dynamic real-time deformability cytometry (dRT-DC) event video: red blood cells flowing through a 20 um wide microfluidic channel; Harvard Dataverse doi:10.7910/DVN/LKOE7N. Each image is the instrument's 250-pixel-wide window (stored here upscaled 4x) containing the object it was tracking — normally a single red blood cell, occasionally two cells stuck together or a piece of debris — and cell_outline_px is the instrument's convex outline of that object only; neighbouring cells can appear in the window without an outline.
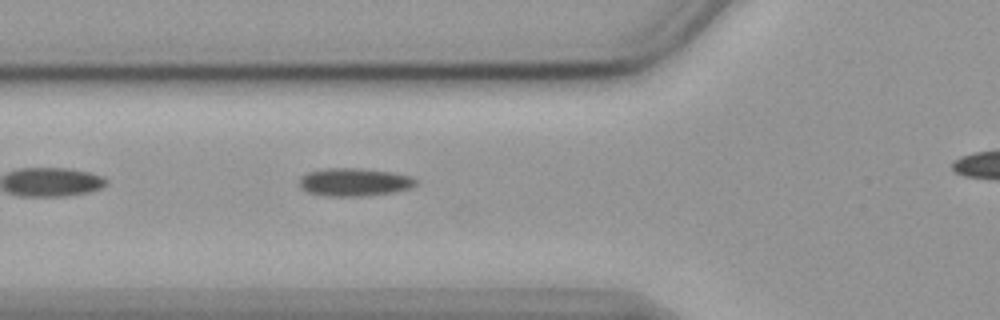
{"species": "common noctule bat (a hibernating species)", "species_latin": "Nyctalus noctula", "temperature_condition": "cold", "stored_images_in_passage": 32, "camera_frame_rate_fps": 3000, "um_per_image_px": 0.085, "animal": {"sex": "female", "body_mass_g": 19.9}, "frame": {"image": 1, "passage_image": 3, "time_ms": 0.667, "image_size_px": [1000, 320], "cell_outline_px": [[416, 184], [408, 188], [392, 192], [364, 196], [328, 196], [308, 192], [300, 188], [300, 176], [308, 172], [328, 168], [360, 168], [392, 172], [412, 176], [416, 180]], "centroid_in_image_um": [30.1, 15.47], "position_along_channel_um": 95.7, "area_um2": 18.9}}
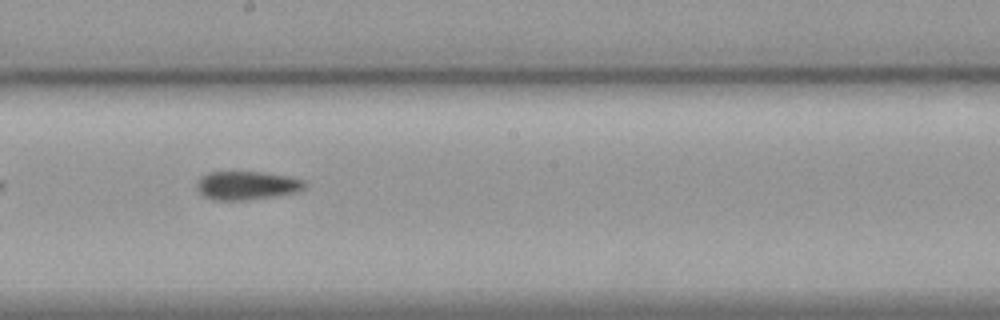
{"frame": {"image": 2, "passage_image": 14, "time_ms": 4.333, "image_size_px": [1000, 320], "cell_outline_px": [[308, 184], [304, 188], [296, 192], [248, 200], [216, 200], [204, 196], [200, 192], [196, 184], [200, 176], [208, 172], [260, 172], [284, 176], [304, 180]], "centroid_in_image_um": [20.96, 15.76], "position_along_channel_um": 227.2, "area_um2": 17.74}}
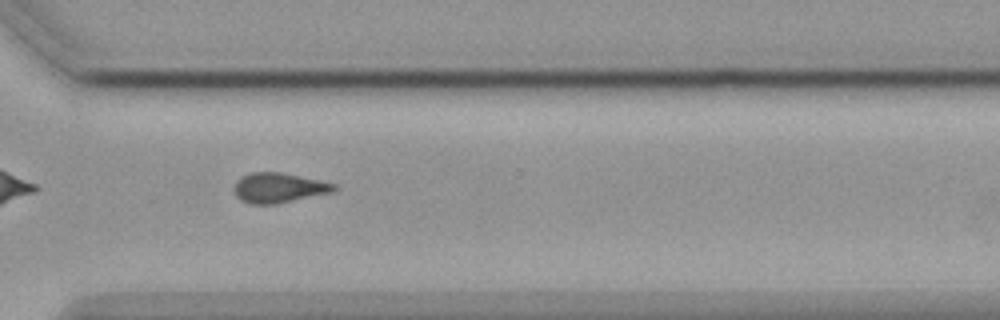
{"frame": {"image": 3, "passage_image": 24, "time_ms": 7.667, "image_size_px": [1000, 320], "cell_outline_px": [[336, 188], [332, 192], [276, 204], [252, 204], [240, 200], [236, 196], [236, 180], [240, 176], [248, 172], [280, 172], [336, 184]], "centroid_in_image_um": [23.65, 15.96], "position_along_channel_um": 346.9, "area_um2": 17.22}}